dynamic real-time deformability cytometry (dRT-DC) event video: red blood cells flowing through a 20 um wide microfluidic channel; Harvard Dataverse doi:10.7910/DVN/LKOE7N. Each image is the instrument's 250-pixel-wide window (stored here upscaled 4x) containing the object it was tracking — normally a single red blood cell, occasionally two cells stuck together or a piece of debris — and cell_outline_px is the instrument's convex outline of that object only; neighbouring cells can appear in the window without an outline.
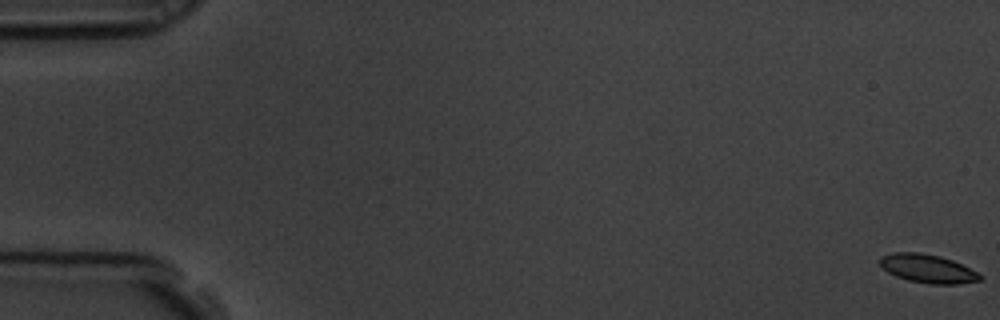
{"species": "common noctule bat (a hibernating species)", "species_latin": "Nyctalus noctula", "temperature_condition": "room temperature", "stored_images_in_passage": 7, "camera_frame_rate_fps": 3000, "um_per_image_px": 0.085, "animal": {"sex": "male", "body_mass_g": 19.5, "forearm_length_mm": 54.6}, "frame": {"image": 1, "passage_image": 1, "time_ms": 0.0, "image_size_px": [1000, 320], "cell_outline_px": [[984, 280], [960, 284], [928, 284], [908, 280], [896, 276], [888, 272], [880, 264], [880, 256], [896, 252], [920, 252], [940, 256], [952, 260], [984, 276]], "centroid_in_image_um": [78.88, 22.84], "position_along_channel_um": 6.1, "area_um2": 16.65}}